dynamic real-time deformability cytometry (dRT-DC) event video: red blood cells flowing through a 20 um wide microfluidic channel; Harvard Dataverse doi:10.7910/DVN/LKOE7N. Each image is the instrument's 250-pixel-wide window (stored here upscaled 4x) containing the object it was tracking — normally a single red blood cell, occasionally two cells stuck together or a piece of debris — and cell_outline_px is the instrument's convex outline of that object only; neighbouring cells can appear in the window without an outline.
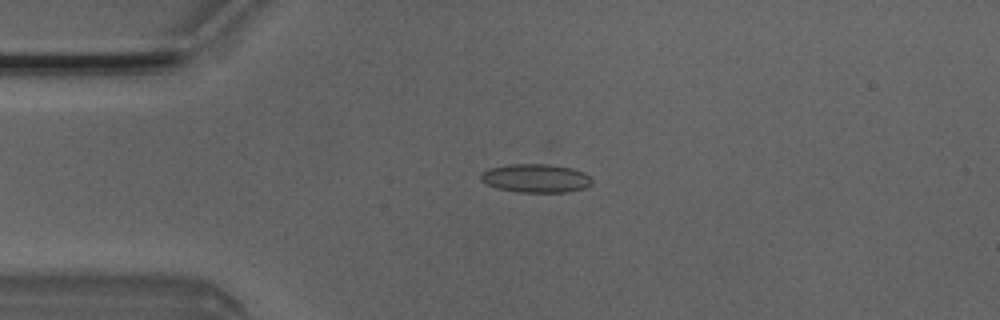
{"species": "Egyptian fruit bat (a non-hibernating species)", "species_latin": "Rousettus aegyptiacus", "temperature_condition": "room temperature", "stored_images_in_passage": 2, "camera_frame_rate_fps": 3000, "um_per_image_px": 0.085, "animal": {"sex": "male"}, "frame": {"image": 1, "passage_image": 2, "time_ms": 0.333, "image_size_px": [1000, 320], "cell_outline_px": [[592, 184], [584, 188], [568, 192], [516, 192], [496, 188], [480, 180], [480, 172], [488, 168], [508, 164], [548, 164], [572, 168], [584, 172], [592, 180]], "centroid_in_image_um": [45.51, 15.15], "position_along_channel_um": 39.5, "area_um2": 18.67}}